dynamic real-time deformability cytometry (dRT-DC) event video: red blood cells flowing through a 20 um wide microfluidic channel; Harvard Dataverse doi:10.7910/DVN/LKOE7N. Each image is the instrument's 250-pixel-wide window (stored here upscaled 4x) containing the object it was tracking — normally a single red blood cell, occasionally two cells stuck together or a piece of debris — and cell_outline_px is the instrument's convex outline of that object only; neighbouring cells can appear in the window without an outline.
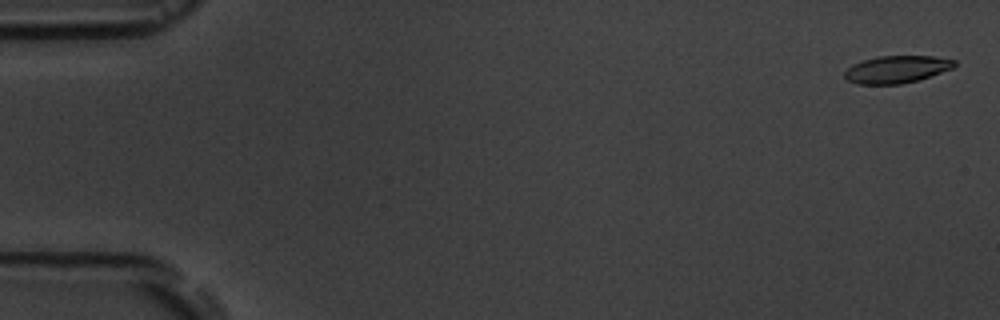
{"species": "common noctule bat (a hibernating species)", "species_latin": "Nyctalus noctula", "temperature_condition": "room temperature", "stored_images_in_passage": 6, "camera_frame_rate_fps": 3000, "um_per_image_px": 0.085, "animal": {"sex": "male", "body_mass_g": 19.5, "forearm_length_mm": 54.6}, "frame": {"image": 1, "passage_image": 1, "time_ms": 0.0, "image_size_px": [1000, 320], "cell_outline_px": [[956, 64], [952, 68], [916, 80], [900, 84], [856, 84], [848, 80], [844, 76], [844, 72], [852, 64], [876, 56], [932, 56], [956, 60]], "centroid_in_image_um": [76.18, 5.89], "position_along_channel_um": 8.8, "area_um2": 17.28}}
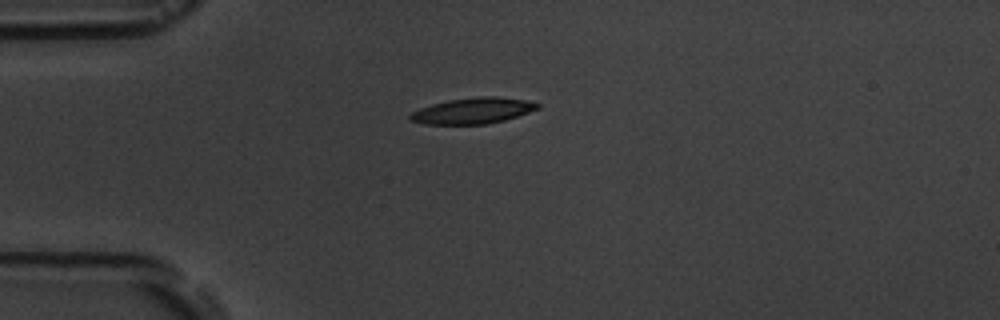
{"frame": {"image": 2, "passage_image": 4, "time_ms": 4.333, "image_size_px": [1000, 320], "cell_outline_px": [[540, 108], [504, 120], [488, 124], [424, 124], [408, 120], [408, 116], [412, 112], [420, 108], [432, 104], [448, 100], [480, 96], [496, 96], [524, 100], [540, 104]], "centroid_in_image_um": [40.16, 9.41], "position_along_channel_um": 44.8, "area_um2": 19.19}}
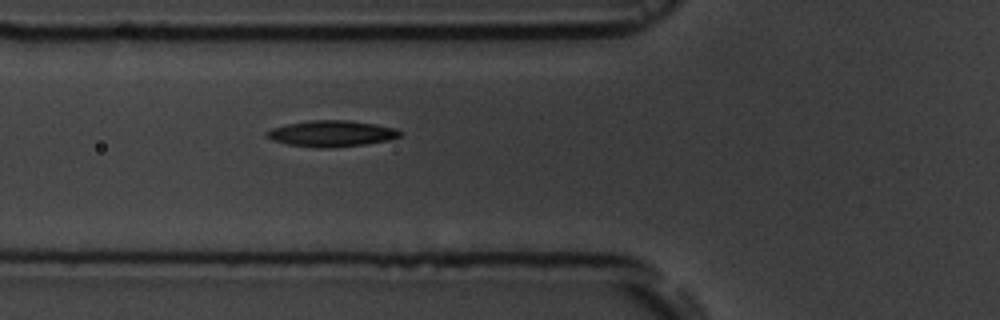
{"frame": {"image": 3, "passage_image": 6, "time_ms": 6.333, "image_size_px": [1000, 320], "cell_outline_px": [[400, 136], [388, 140], [364, 144], [328, 148], [316, 148], [288, 144], [272, 140], [264, 136], [264, 132], [272, 128], [284, 124], [312, 120], [348, 120], [376, 124], [396, 128], [400, 132]], "centroid_in_image_um": [28.12, 11.35], "position_along_channel_um": 97.7, "area_um2": 20.35}}